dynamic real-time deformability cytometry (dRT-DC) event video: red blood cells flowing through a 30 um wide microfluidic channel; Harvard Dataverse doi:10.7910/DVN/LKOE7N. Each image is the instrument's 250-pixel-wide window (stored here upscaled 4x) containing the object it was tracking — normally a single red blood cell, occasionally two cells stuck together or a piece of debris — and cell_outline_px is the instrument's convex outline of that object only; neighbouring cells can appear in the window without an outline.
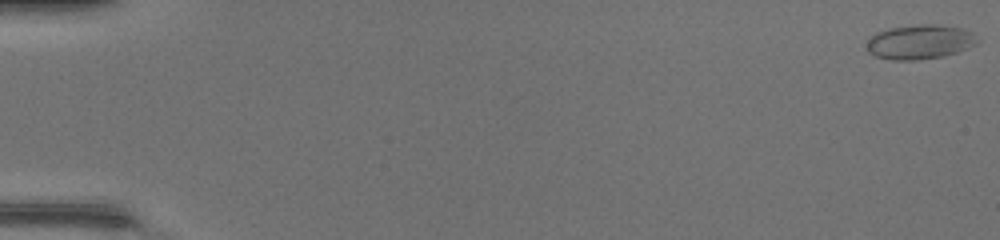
{"species": "common noctule bat (a hibernating species)", "species_latin": "Nyctalus noctula", "temperature_condition": "warm", "stored_images_in_passage": 49, "camera_frame_rate_fps": 3000, "um_per_image_px": 0.085, "animal": {"sex": "female", "body_mass_g": 17.0, "forearm_length_mm": 48.0}, "frame": {"image": 1, "passage_image": 1, "time_ms": 0.0, "image_size_px": [1000, 240], "cell_outline_px": [[980, 40], [976, 44], [968, 48], [944, 56], [916, 60], [892, 60], [876, 56], [868, 52], [868, 40], [876, 32], [888, 28], [920, 24], [932, 24], [964, 28], [972, 32]], "centroid_in_image_um": [78.21, 3.56], "position_along_channel_um": 6.8, "area_um2": 22.25}}
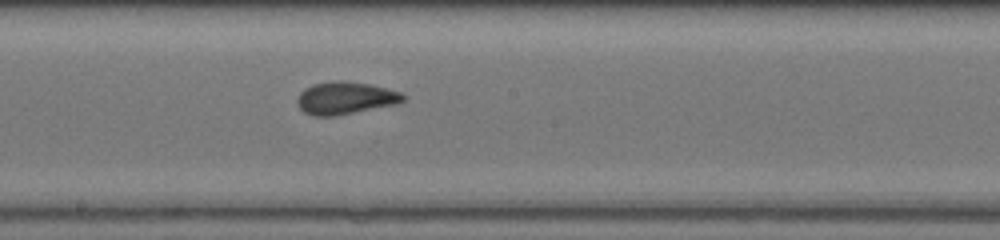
{"frame": {"image": 2, "passage_image": 28, "time_ms": 9.0, "image_size_px": [1000, 240], "cell_outline_px": [[408, 96], [404, 100], [396, 104], [336, 116], [312, 116], [304, 112], [296, 104], [296, 100], [300, 92], [304, 88], [312, 84], [336, 80], [344, 80], [368, 84], [400, 92]], "centroid_in_image_um": [29.32, 8.33], "position_along_channel_um": 218.9, "area_um2": 20.17}}
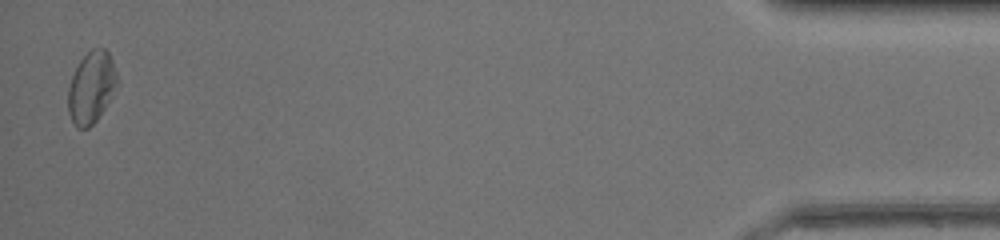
{"frame": {"image": 3, "passage_image": 48, "time_ms": 15.667, "image_size_px": [1000, 240], "cell_outline_px": [[120, 80], [104, 108], [96, 120], [88, 128], [76, 128], [68, 112], [68, 88], [72, 76], [80, 60], [92, 48], [104, 48], [108, 52], [112, 60]], "centroid_in_image_um": [7.77, 7.41], "position_along_channel_um": 427.4, "area_um2": 20.4}, "authors_computed_cell_mechanics": {"area_um2": 19.8254, "velocity_mm_per_s": 4.426, "shape_relaxation_time_tau1_ms": 3.3619, "shape_relaxation_time_tau2_ms": 0.9459, "deformation_change_tau1": 0.1016, "deformation_change_tau2": 0.0584}}